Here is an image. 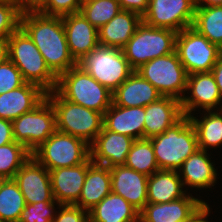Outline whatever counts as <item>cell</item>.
<instances>
[{
	"label": "cell",
	"mask_w": 222,
	"mask_h": 222,
	"mask_svg": "<svg viewBox=\"0 0 222 222\" xmlns=\"http://www.w3.org/2000/svg\"><path fill=\"white\" fill-rule=\"evenodd\" d=\"M20 27L34 42L57 78L78 65L70 53L62 17L45 15L37 10L22 11Z\"/></svg>",
	"instance_id": "cell-1"
},
{
	"label": "cell",
	"mask_w": 222,
	"mask_h": 222,
	"mask_svg": "<svg viewBox=\"0 0 222 222\" xmlns=\"http://www.w3.org/2000/svg\"><path fill=\"white\" fill-rule=\"evenodd\" d=\"M160 170L178 171L198 150L197 133L189 116H183L164 133L149 139Z\"/></svg>",
	"instance_id": "cell-2"
},
{
	"label": "cell",
	"mask_w": 222,
	"mask_h": 222,
	"mask_svg": "<svg viewBox=\"0 0 222 222\" xmlns=\"http://www.w3.org/2000/svg\"><path fill=\"white\" fill-rule=\"evenodd\" d=\"M9 60L20 70L27 83L39 86L46 93L57 86V77L27 33L19 27L8 38Z\"/></svg>",
	"instance_id": "cell-3"
},
{
	"label": "cell",
	"mask_w": 222,
	"mask_h": 222,
	"mask_svg": "<svg viewBox=\"0 0 222 222\" xmlns=\"http://www.w3.org/2000/svg\"><path fill=\"white\" fill-rule=\"evenodd\" d=\"M55 90L64 99L102 114L112 105V92L78 65L57 78Z\"/></svg>",
	"instance_id": "cell-4"
},
{
	"label": "cell",
	"mask_w": 222,
	"mask_h": 222,
	"mask_svg": "<svg viewBox=\"0 0 222 222\" xmlns=\"http://www.w3.org/2000/svg\"><path fill=\"white\" fill-rule=\"evenodd\" d=\"M46 98L54 108L57 131L80 138L89 145L95 141L103 127L102 113L72 103L56 90L46 93Z\"/></svg>",
	"instance_id": "cell-5"
},
{
	"label": "cell",
	"mask_w": 222,
	"mask_h": 222,
	"mask_svg": "<svg viewBox=\"0 0 222 222\" xmlns=\"http://www.w3.org/2000/svg\"><path fill=\"white\" fill-rule=\"evenodd\" d=\"M176 35V31L152 27L142 21L122 51L136 71L150 60L173 53Z\"/></svg>",
	"instance_id": "cell-6"
},
{
	"label": "cell",
	"mask_w": 222,
	"mask_h": 222,
	"mask_svg": "<svg viewBox=\"0 0 222 222\" xmlns=\"http://www.w3.org/2000/svg\"><path fill=\"white\" fill-rule=\"evenodd\" d=\"M78 66L112 93L134 72L122 49L101 45L80 60Z\"/></svg>",
	"instance_id": "cell-7"
},
{
	"label": "cell",
	"mask_w": 222,
	"mask_h": 222,
	"mask_svg": "<svg viewBox=\"0 0 222 222\" xmlns=\"http://www.w3.org/2000/svg\"><path fill=\"white\" fill-rule=\"evenodd\" d=\"M32 156L48 171L73 167L90 157V145L80 138L56 130Z\"/></svg>",
	"instance_id": "cell-8"
},
{
	"label": "cell",
	"mask_w": 222,
	"mask_h": 222,
	"mask_svg": "<svg viewBox=\"0 0 222 222\" xmlns=\"http://www.w3.org/2000/svg\"><path fill=\"white\" fill-rule=\"evenodd\" d=\"M175 52L189 75L211 72L222 49L191 26L177 32Z\"/></svg>",
	"instance_id": "cell-9"
},
{
	"label": "cell",
	"mask_w": 222,
	"mask_h": 222,
	"mask_svg": "<svg viewBox=\"0 0 222 222\" xmlns=\"http://www.w3.org/2000/svg\"><path fill=\"white\" fill-rule=\"evenodd\" d=\"M12 129L14 141L33 153L57 130L55 111L50 101L45 98L33 110L14 119Z\"/></svg>",
	"instance_id": "cell-10"
},
{
	"label": "cell",
	"mask_w": 222,
	"mask_h": 222,
	"mask_svg": "<svg viewBox=\"0 0 222 222\" xmlns=\"http://www.w3.org/2000/svg\"><path fill=\"white\" fill-rule=\"evenodd\" d=\"M136 71L162 96L182 99L180 94L186 91L188 74L175 51L146 62Z\"/></svg>",
	"instance_id": "cell-11"
},
{
	"label": "cell",
	"mask_w": 222,
	"mask_h": 222,
	"mask_svg": "<svg viewBox=\"0 0 222 222\" xmlns=\"http://www.w3.org/2000/svg\"><path fill=\"white\" fill-rule=\"evenodd\" d=\"M194 0H149L142 21L149 26L180 32L193 25Z\"/></svg>",
	"instance_id": "cell-12"
},
{
	"label": "cell",
	"mask_w": 222,
	"mask_h": 222,
	"mask_svg": "<svg viewBox=\"0 0 222 222\" xmlns=\"http://www.w3.org/2000/svg\"><path fill=\"white\" fill-rule=\"evenodd\" d=\"M13 179L18 184L26 204L54 200L50 172L33 156L21 166Z\"/></svg>",
	"instance_id": "cell-13"
},
{
	"label": "cell",
	"mask_w": 222,
	"mask_h": 222,
	"mask_svg": "<svg viewBox=\"0 0 222 222\" xmlns=\"http://www.w3.org/2000/svg\"><path fill=\"white\" fill-rule=\"evenodd\" d=\"M135 139L102 127L90 145V157L94 164L113 167L124 165Z\"/></svg>",
	"instance_id": "cell-14"
},
{
	"label": "cell",
	"mask_w": 222,
	"mask_h": 222,
	"mask_svg": "<svg viewBox=\"0 0 222 222\" xmlns=\"http://www.w3.org/2000/svg\"><path fill=\"white\" fill-rule=\"evenodd\" d=\"M91 157L84 163L73 167H63L50 170L53 198L59 205L76 204L87 175V169L92 164Z\"/></svg>",
	"instance_id": "cell-15"
},
{
	"label": "cell",
	"mask_w": 222,
	"mask_h": 222,
	"mask_svg": "<svg viewBox=\"0 0 222 222\" xmlns=\"http://www.w3.org/2000/svg\"><path fill=\"white\" fill-rule=\"evenodd\" d=\"M192 91L190 97H182L180 100L183 115L191 116L196 107H202L206 111L212 110L220 104L221 94L214 76L211 72L192 73L187 77L186 91Z\"/></svg>",
	"instance_id": "cell-16"
},
{
	"label": "cell",
	"mask_w": 222,
	"mask_h": 222,
	"mask_svg": "<svg viewBox=\"0 0 222 222\" xmlns=\"http://www.w3.org/2000/svg\"><path fill=\"white\" fill-rule=\"evenodd\" d=\"M111 192L122 196L139 212L148 203V176L125 165L110 167Z\"/></svg>",
	"instance_id": "cell-17"
},
{
	"label": "cell",
	"mask_w": 222,
	"mask_h": 222,
	"mask_svg": "<svg viewBox=\"0 0 222 222\" xmlns=\"http://www.w3.org/2000/svg\"><path fill=\"white\" fill-rule=\"evenodd\" d=\"M69 50L78 63L98 45V29L91 25L80 13L62 17Z\"/></svg>",
	"instance_id": "cell-18"
},
{
	"label": "cell",
	"mask_w": 222,
	"mask_h": 222,
	"mask_svg": "<svg viewBox=\"0 0 222 222\" xmlns=\"http://www.w3.org/2000/svg\"><path fill=\"white\" fill-rule=\"evenodd\" d=\"M180 100L162 96L145 106L144 138L164 133L183 117Z\"/></svg>",
	"instance_id": "cell-19"
},
{
	"label": "cell",
	"mask_w": 222,
	"mask_h": 222,
	"mask_svg": "<svg viewBox=\"0 0 222 222\" xmlns=\"http://www.w3.org/2000/svg\"><path fill=\"white\" fill-rule=\"evenodd\" d=\"M202 203L186 195L169 203H147L139 212V222H189Z\"/></svg>",
	"instance_id": "cell-20"
},
{
	"label": "cell",
	"mask_w": 222,
	"mask_h": 222,
	"mask_svg": "<svg viewBox=\"0 0 222 222\" xmlns=\"http://www.w3.org/2000/svg\"><path fill=\"white\" fill-rule=\"evenodd\" d=\"M145 107L112 105L103 114V127L135 140L144 139Z\"/></svg>",
	"instance_id": "cell-21"
},
{
	"label": "cell",
	"mask_w": 222,
	"mask_h": 222,
	"mask_svg": "<svg viewBox=\"0 0 222 222\" xmlns=\"http://www.w3.org/2000/svg\"><path fill=\"white\" fill-rule=\"evenodd\" d=\"M45 98L44 90L26 82L21 87L0 95V118L13 121L33 110Z\"/></svg>",
	"instance_id": "cell-22"
},
{
	"label": "cell",
	"mask_w": 222,
	"mask_h": 222,
	"mask_svg": "<svg viewBox=\"0 0 222 222\" xmlns=\"http://www.w3.org/2000/svg\"><path fill=\"white\" fill-rule=\"evenodd\" d=\"M162 95L137 71H134L113 93L112 103L123 107H145Z\"/></svg>",
	"instance_id": "cell-23"
},
{
	"label": "cell",
	"mask_w": 222,
	"mask_h": 222,
	"mask_svg": "<svg viewBox=\"0 0 222 222\" xmlns=\"http://www.w3.org/2000/svg\"><path fill=\"white\" fill-rule=\"evenodd\" d=\"M141 22L142 17L139 14L121 10L107 24L98 29L99 45L122 49Z\"/></svg>",
	"instance_id": "cell-24"
},
{
	"label": "cell",
	"mask_w": 222,
	"mask_h": 222,
	"mask_svg": "<svg viewBox=\"0 0 222 222\" xmlns=\"http://www.w3.org/2000/svg\"><path fill=\"white\" fill-rule=\"evenodd\" d=\"M111 192L110 168L92 163L75 205L89 211Z\"/></svg>",
	"instance_id": "cell-25"
},
{
	"label": "cell",
	"mask_w": 222,
	"mask_h": 222,
	"mask_svg": "<svg viewBox=\"0 0 222 222\" xmlns=\"http://www.w3.org/2000/svg\"><path fill=\"white\" fill-rule=\"evenodd\" d=\"M89 222H139V211L122 196L110 192L89 210Z\"/></svg>",
	"instance_id": "cell-26"
},
{
	"label": "cell",
	"mask_w": 222,
	"mask_h": 222,
	"mask_svg": "<svg viewBox=\"0 0 222 222\" xmlns=\"http://www.w3.org/2000/svg\"><path fill=\"white\" fill-rule=\"evenodd\" d=\"M183 183L178 171L158 170L148 176V203H169L184 197Z\"/></svg>",
	"instance_id": "cell-27"
},
{
	"label": "cell",
	"mask_w": 222,
	"mask_h": 222,
	"mask_svg": "<svg viewBox=\"0 0 222 222\" xmlns=\"http://www.w3.org/2000/svg\"><path fill=\"white\" fill-rule=\"evenodd\" d=\"M206 154L207 151L198 149L183 162L182 167L179 169V172L182 170L184 175L183 186L184 184L197 188L214 186L217 173Z\"/></svg>",
	"instance_id": "cell-28"
},
{
	"label": "cell",
	"mask_w": 222,
	"mask_h": 222,
	"mask_svg": "<svg viewBox=\"0 0 222 222\" xmlns=\"http://www.w3.org/2000/svg\"><path fill=\"white\" fill-rule=\"evenodd\" d=\"M192 27L222 49V6L196 7Z\"/></svg>",
	"instance_id": "cell-29"
},
{
	"label": "cell",
	"mask_w": 222,
	"mask_h": 222,
	"mask_svg": "<svg viewBox=\"0 0 222 222\" xmlns=\"http://www.w3.org/2000/svg\"><path fill=\"white\" fill-rule=\"evenodd\" d=\"M25 199L14 179H4L0 185V219L4 222H18Z\"/></svg>",
	"instance_id": "cell-30"
},
{
	"label": "cell",
	"mask_w": 222,
	"mask_h": 222,
	"mask_svg": "<svg viewBox=\"0 0 222 222\" xmlns=\"http://www.w3.org/2000/svg\"><path fill=\"white\" fill-rule=\"evenodd\" d=\"M207 112L209 114L204 116L201 121L190 116L191 123L197 133L198 149L205 151L209 146L215 147L222 144V109L219 113Z\"/></svg>",
	"instance_id": "cell-31"
},
{
	"label": "cell",
	"mask_w": 222,
	"mask_h": 222,
	"mask_svg": "<svg viewBox=\"0 0 222 222\" xmlns=\"http://www.w3.org/2000/svg\"><path fill=\"white\" fill-rule=\"evenodd\" d=\"M124 165L147 176L157 172L159 167L151 141L145 138L135 140Z\"/></svg>",
	"instance_id": "cell-32"
},
{
	"label": "cell",
	"mask_w": 222,
	"mask_h": 222,
	"mask_svg": "<svg viewBox=\"0 0 222 222\" xmlns=\"http://www.w3.org/2000/svg\"><path fill=\"white\" fill-rule=\"evenodd\" d=\"M121 10L118 0H83L79 12L91 25L100 29Z\"/></svg>",
	"instance_id": "cell-33"
},
{
	"label": "cell",
	"mask_w": 222,
	"mask_h": 222,
	"mask_svg": "<svg viewBox=\"0 0 222 222\" xmlns=\"http://www.w3.org/2000/svg\"><path fill=\"white\" fill-rule=\"evenodd\" d=\"M32 153L21 143L11 142L0 146V178L13 179Z\"/></svg>",
	"instance_id": "cell-34"
},
{
	"label": "cell",
	"mask_w": 222,
	"mask_h": 222,
	"mask_svg": "<svg viewBox=\"0 0 222 222\" xmlns=\"http://www.w3.org/2000/svg\"><path fill=\"white\" fill-rule=\"evenodd\" d=\"M22 10L15 0L0 3V38L9 36L20 27Z\"/></svg>",
	"instance_id": "cell-35"
},
{
	"label": "cell",
	"mask_w": 222,
	"mask_h": 222,
	"mask_svg": "<svg viewBox=\"0 0 222 222\" xmlns=\"http://www.w3.org/2000/svg\"><path fill=\"white\" fill-rule=\"evenodd\" d=\"M53 201H43L38 203L26 204L22 210L18 222H52L54 219Z\"/></svg>",
	"instance_id": "cell-36"
},
{
	"label": "cell",
	"mask_w": 222,
	"mask_h": 222,
	"mask_svg": "<svg viewBox=\"0 0 222 222\" xmlns=\"http://www.w3.org/2000/svg\"><path fill=\"white\" fill-rule=\"evenodd\" d=\"M25 83L20 70L11 60L8 59L0 64V95L17 89Z\"/></svg>",
	"instance_id": "cell-37"
},
{
	"label": "cell",
	"mask_w": 222,
	"mask_h": 222,
	"mask_svg": "<svg viewBox=\"0 0 222 222\" xmlns=\"http://www.w3.org/2000/svg\"><path fill=\"white\" fill-rule=\"evenodd\" d=\"M83 0H45L37 9L38 12L63 17L72 13H78Z\"/></svg>",
	"instance_id": "cell-38"
},
{
	"label": "cell",
	"mask_w": 222,
	"mask_h": 222,
	"mask_svg": "<svg viewBox=\"0 0 222 222\" xmlns=\"http://www.w3.org/2000/svg\"><path fill=\"white\" fill-rule=\"evenodd\" d=\"M59 207L62 210L58 216L55 215L52 222H89V211L75 204L59 205Z\"/></svg>",
	"instance_id": "cell-39"
},
{
	"label": "cell",
	"mask_w": 222,
	"mask_h": 222,
	"mask_svg": "<svg viewBox=\"0 0 222 222\" xmlns=\"http://www.w3.org/2000/svg\"><path fill=\"white\" fill-rule=\"evenodd\" d=\"M122 10L132 11L141 17L147 12L149 0H118Z\"/></svg>",
	"instance_id": "cell-40"
},
{
	"label": "cell",
	"mask_w": 222,
	"mask_h": 222,
	"mask_svg": "<svg viewBox=\"0 0 222 222\" xmlns=\"http://www.w3.org/2000/svg\"><path fill=\"white\" fill-rule=\"evenodd\" d=\"M14 142L12 121L0 118V146Z\"/></svg>",
	"instance_id": "cell-41"
},
{
	"label": "cell",
	"mask_w": 222,
	"mask_h": 222,
	"mask_svg": "<svg viewBox=\"0 0 222 222\" xmlns=\"http://www.w3.org/2000/svg\"><path fill=\"white\" fill-rule=\"evenodd\" d=\"M209 207L207 203L203 202L198 209L192 214L189 222H208L206 217L209 213Z\"/></svg>",
	"instance_id": "cell-42"
},
{
	"label": "cell",
	"mask_w": 222,
	"mask_h": 222,
	"mask_svg": "<svg viewBox=\"0 0 222 222\" xmlns=\"http://www.w3.org/2000/svg\"><path fill=\"white\" fill-rule=\"evenodd\" d=\"M211 73L214 76L215 82L218 85V88H219V91L221 94V98H222V54L218 58L214 67L212 68Z\"/></svg>",
	"instance_id": "cell-43"
},
{
	"label": "cell",
	"mask_w": 222,
	"mask_h": 222,
	"mask_svg": "<svg viewBox=\"0 0 222 222\" xmlns=\"http://www.w3.org/2000/svg\"><path fill=\"white\" fill-rule=\"evenodd\" d=\"M22 11L37 10L45 0H15Z\"/></svg>",
	"instance_id": "cell-44"
},
{
	"label": "cell",
	"mask_w": 222,
	"mask_h": 222,
	"mask_svg": "<svg viewBox=\"0 0 222 222\" xmlns=\"http://www.w3.org/2000/svg\"><path fill=\"white\" fill-rule=\"evenodd\" d=\"M9 59L8 38H0V64Z\"/></svg>",
	"instance_id": "cell-45"
},
{
	"label": "cell",
	"mask_w": 222,
	"mask_h": 222,
	"mask_svg": "<svg viewBox=\"0 0 222 222\" xmlns=\"http://www.w3.org/2000/svg\"><path fill=\"white\" fill-rule=\"evenodd\" d=\"M194 2L196 7L222 6V0H194Z\"/></svg>",
	"instance_id": "cell-46"
}]
</instances>
